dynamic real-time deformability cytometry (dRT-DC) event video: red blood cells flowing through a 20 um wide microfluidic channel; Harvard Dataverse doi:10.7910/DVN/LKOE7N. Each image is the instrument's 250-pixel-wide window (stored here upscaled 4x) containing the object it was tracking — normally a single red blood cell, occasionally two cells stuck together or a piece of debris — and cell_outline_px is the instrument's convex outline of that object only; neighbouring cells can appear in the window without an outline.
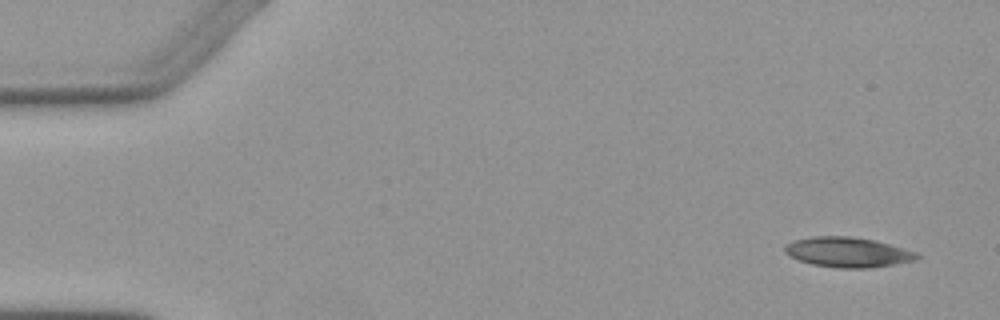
{"species": "Egyptian fruit bat (a non-hibernating species)", "species_latin": "Rousettus aegyptiacus", "temperature_condition": "warm", "stored_images_in_passage": 5, "camera_frame_rate_fps": 3000, "um_per_image_px": 0.085, "animal": {"sex": "female"}, "frame": {"image": 1, "passage_image": 1, "time_ms": 0.0, "image_size_px": [1000, 320], "cell_outline_px": [[920, 256], [916, 260], [896, 264], [868, 268], [836, 268], [812, 264], [800, 260], [784, 252], [784, 244], [792, 240], [812, 236], [852, 236], [876, 240], [916, 252]], "centroid_in_image_um": [72.05, 21.43], "position_along_channel_um": 13.0, "area_um2": 23.24}}
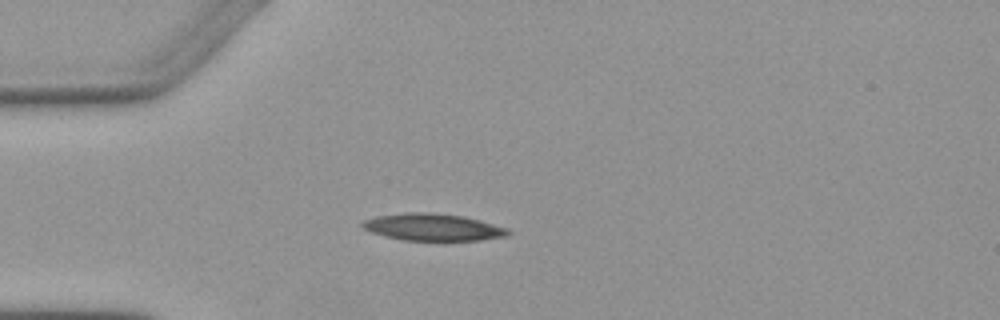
{"frame": {"image": 2, "passage_image": 4, "time_ms": 3.667, "image_size_px": [1000, 320], "cell_outline_px": [[512, 232], [508, 236], [480, 240], [444, 244], [404, 240], [384, 236], [372, 232], [364, 228], [360, 224], [364, 220], [376, 216], [408, 212], [432, 212], [464, 216], [480, 220], [508, 228]], "centroid_in_image_um": [36.86, 19.36], "position_along_channel_um": 48.1, "area_um2": 24.1}}